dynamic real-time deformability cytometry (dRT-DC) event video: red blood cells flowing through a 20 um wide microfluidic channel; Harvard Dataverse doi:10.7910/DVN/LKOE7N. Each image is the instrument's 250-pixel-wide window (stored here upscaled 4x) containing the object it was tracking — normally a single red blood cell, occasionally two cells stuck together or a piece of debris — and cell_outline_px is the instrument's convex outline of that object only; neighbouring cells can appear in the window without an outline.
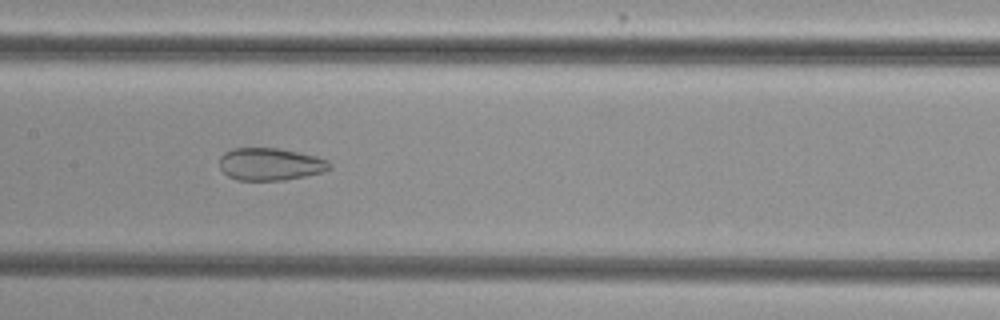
{"species": "common noctule bat (a hibernating species)", "species_latin": "Nyctalus noctula", "temperature_condition": "cold", "stored_images_in_passage": 37, "camera_frame_rate_fps": 3000, "um_per_image_px": 0.085, "animal": {"sex": "female", "body_mass_g": 29.2, "forearm_length_mm": 56.3}, "frame": {"image": 1, "passage_image": 10, "time_ms": 3.0, "image_size_px": [1000, 320], "cell_outline_px": [[332, 168], [324, 172], [284, 180], [236, 180], [228, 176], [220, 168], [220, 156], [224, 152], [232, 148], [280, 148], [316, 156], [328, 160], [332, 164]], "centroid_in_image_um": [22.99, 13.95], "position_along_channel_um": 184.4, "area_um2": 20.98}}
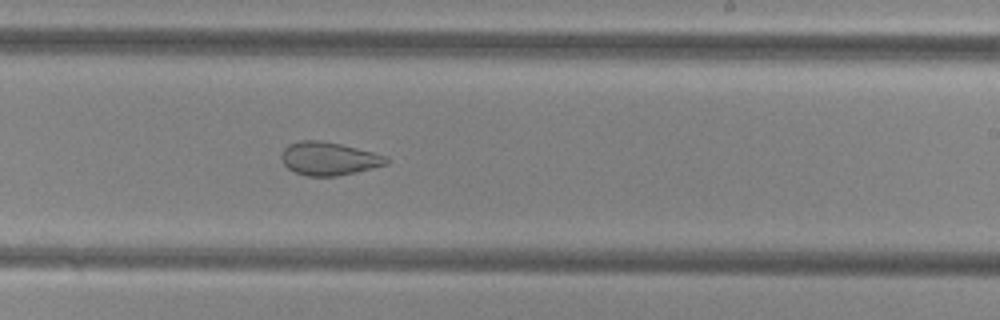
{"frame": {"image": 2, "passage_image": 16, "time_ms": 5.0, "image_size_px": [1000, 320], "cell_outline_px": [[388, 164], [356, 172], [336, 176], [308, 176], [296, 172], [288, 168], [284, 164], [280, 156], [280, 152], [288, 144], [300, 140], [316, 140], [340, 144], [388, 156]], "centroid_in_image_um": [27.93, 13.48], "position_along_channel_um": 261.1, "area_um2": 20.23}}
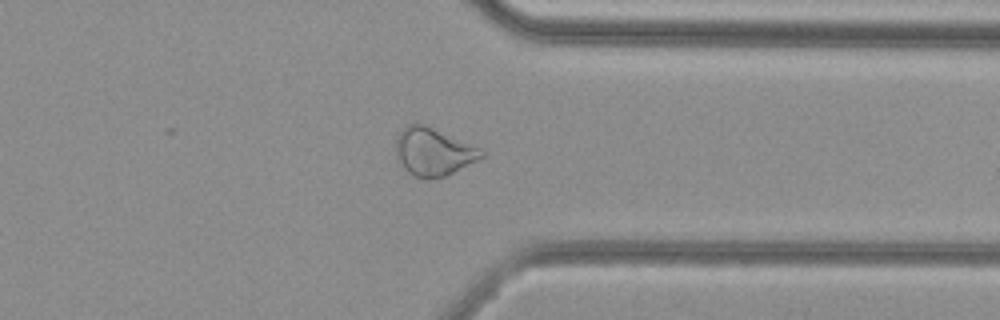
{"frame": {"image": 3, "passage_image": 25, "time_ms": 8.0, "image_size_px": [1000, 320], "cell_outline_px": [[484, 156], [444, 176], [412, 176], [396, 160], [396, 136], [408, 124], [416, 120], [480, 148], [484, 152]], "centroid_in_image_um": [36.77, 12.84], "position_along_channel_um": 374.6, "area_um2": 23.47}, "authors_computed_cell_mechanics": {"area_um2": 22.8888, "velocity_mm_per_s": 3.8427, "shape_relaxation_time_tau1_ms": null, "shape_relaxation_time_tau2_ms": 1.9027, "deformation_change_tau1": null, "deformation_change_tau2": 0.0866}}